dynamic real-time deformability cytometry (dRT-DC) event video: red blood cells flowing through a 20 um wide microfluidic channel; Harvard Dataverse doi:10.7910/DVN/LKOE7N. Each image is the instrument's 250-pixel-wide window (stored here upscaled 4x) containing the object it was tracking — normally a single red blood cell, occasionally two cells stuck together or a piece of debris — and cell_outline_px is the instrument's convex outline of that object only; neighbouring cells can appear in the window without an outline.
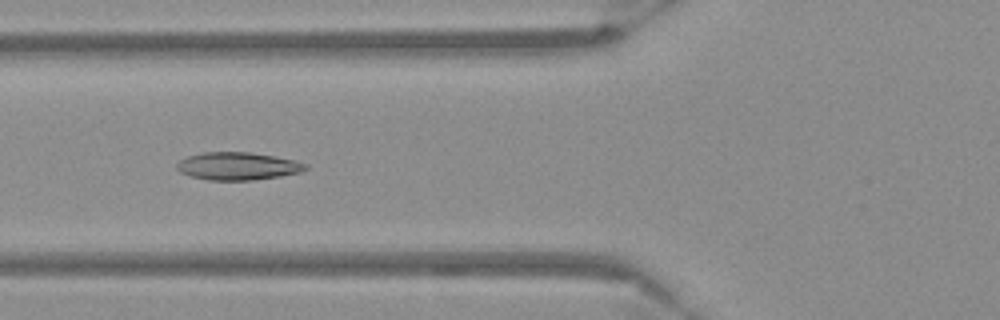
{"species": "Egyptian fruit bat (a non-hibernating species)", "species_latin": "Rousettus aegyptiacus", "temperature_condition": "warm", "stored_images_in_passage": 54, "camera_frame_rate_fps": 3000, "um_per_image_px": 0.085, "frame": {"image": 1, "passage_image": 21, "time_ms": 6.667, "image_size_px": [1000, 320], "cell_outline_px": [[308, 168], [300, 172], [280, 176], [252, 180], [208, 180], [192, 176], [180, 172], [176, 168], [176, 164], [180, 160], [188, 156], [204, 152], [248, 152], [296, 160], [308, 164]], "centroid_in_image_um": [20.21, 14.12], "position_along_channel_um": 105.6, "area_um2": 20.69}}
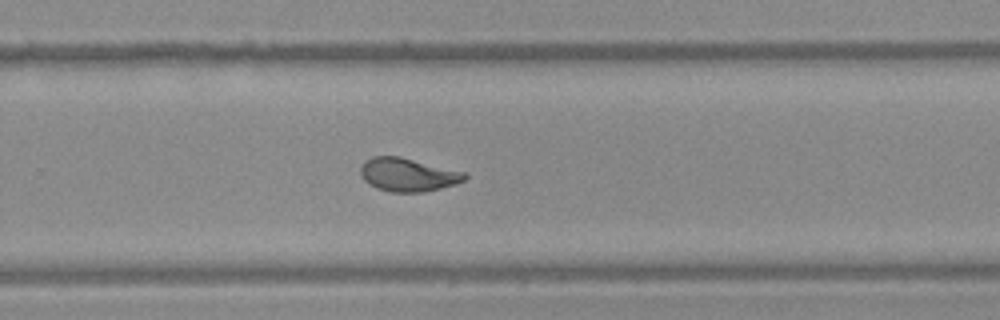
{"frame": {"image": 2, "passage_image": 36, "time_ms": 11.667, "image_size_px": [1000, 320], "cell_outline_px": [[468, 176], [464, 180], [456, 184], [440, 188], [420, 192], [392, 192], [376, 188], [368, 184], [364, 180], [360, 172], [360, 168], [364, 160], [372, 156], [400, 156], [464, 172]], "centroid_in_image_um": [34.63, 14.84], "position_along_channel_um": 295.2, "area_um2": 20.23}}
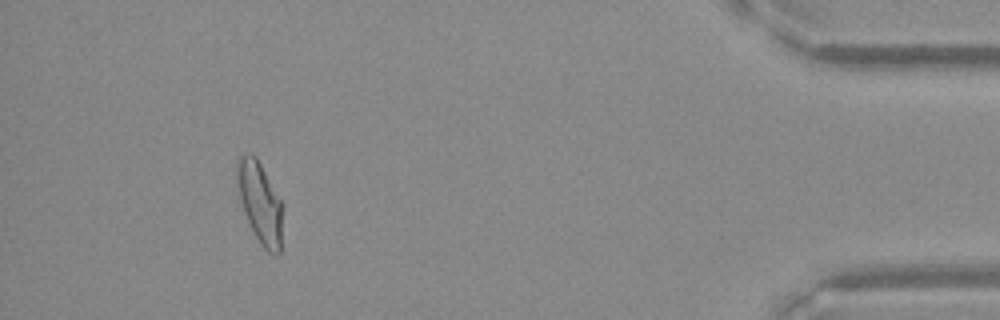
{"frame": {"image": 3, "passage_image": 50, "time_ms": 16.333, "image_size_px": [1000, 320], "cell_outline_px": [[284, 204], [280, 256], [276, 256], [268, 252], [260, 244], [244, 212], [240, 200], [236, 180], [236, 160], [240, 156], [248, 152], [252, 152], [256, 156]], "centroid_in_image_um": [22.12, 17.21], "position_along_channel_um": 413.1, "area_um2": 22.14}}